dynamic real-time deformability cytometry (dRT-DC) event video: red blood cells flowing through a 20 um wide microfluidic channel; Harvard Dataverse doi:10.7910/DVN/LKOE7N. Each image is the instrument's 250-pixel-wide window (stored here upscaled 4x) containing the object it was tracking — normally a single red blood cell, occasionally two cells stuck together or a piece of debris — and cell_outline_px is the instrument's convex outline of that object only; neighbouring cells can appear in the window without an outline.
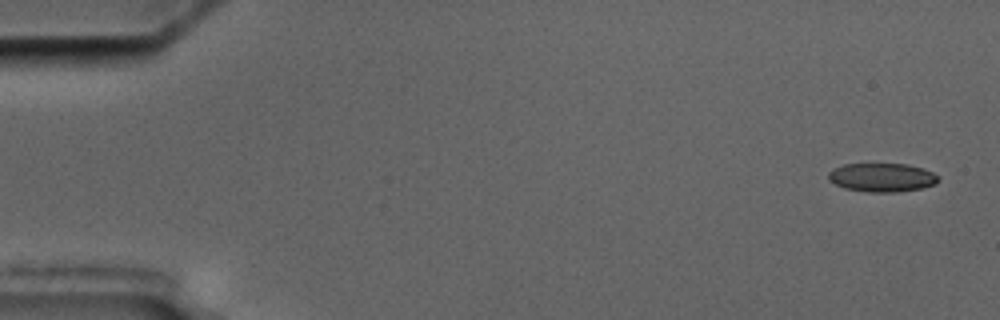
{"species": "common noctule bat (a hibernating species)", "species_latin": "Nyctalus noctula", "temperature_condition": "cold", "stored_images_in_passage": 6, "camera_frame_rate_fps": 3000, "um_per_image_px": 0.085, "animal": {"sex": "male", "body_mass_g": 17.5, "forearm_length_mm": 52.3}, "frame": {"image": 1, "passage_image": 1, "time_ms": 0.0, "image_size_px": [1000, 320], "cell_outline_px": [[940, 180], [936, 184], [920, 188], [896, 192], [868, 192], [844, 188], [828, 180], [828, 172], [832, 168], [844, 164], [908, 164], [924, 168], [932, 172]], "centroid_in_image_um": [74.95, 15.08], "position_along_channel_um": 10.1, "area_um2": 18.44}}
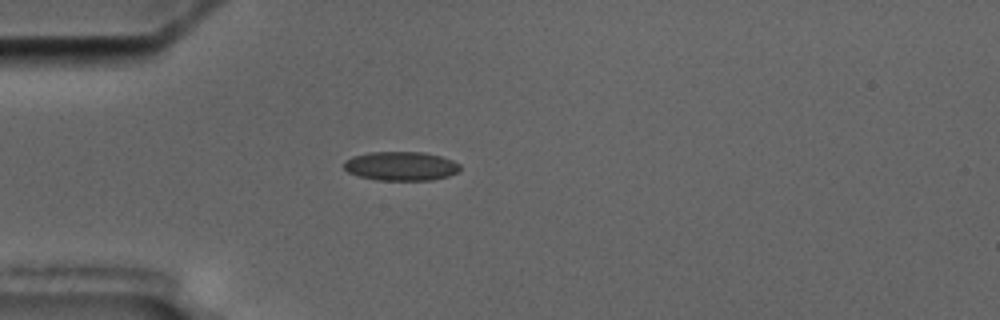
{"frame": {"image": 2, "passage_image": 5, "time_ms": 4.667, "image_size_px": [1000, 320], "cell_outline_px": [[460, 168], [456, 172], [448, 176], [432, 180], [376, 180], [360, 176], [348, 172], [344, 168], [344, 160], [352, 156], [368, 152], [424, 152], [440, 156], [452, 160], [460, 164]], "centroid_in_image_um": [34.06, 14.11], "position_along_channel_um": 50.9, "area_um2": 19.65}}